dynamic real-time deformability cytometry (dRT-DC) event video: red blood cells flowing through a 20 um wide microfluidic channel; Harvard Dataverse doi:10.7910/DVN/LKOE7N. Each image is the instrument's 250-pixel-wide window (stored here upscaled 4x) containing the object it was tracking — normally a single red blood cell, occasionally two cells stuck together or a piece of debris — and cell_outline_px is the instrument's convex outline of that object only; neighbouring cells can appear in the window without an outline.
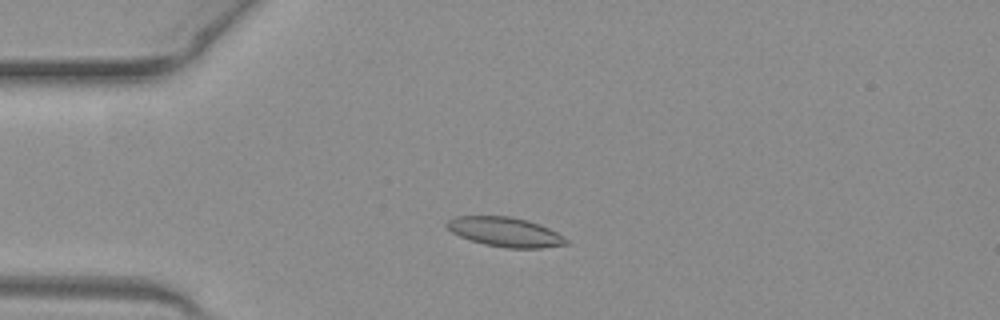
{"species": "common noctule bat (a hibernating species)", "species_latin": "Nyctalus noctula", "temperature_condition": "warm", "stored_images_in_passage": 49, "camera_frame_rate_fps": 3000, "um_per_image_px": 0.085, "animal": {"sex": "female", "body_mass_g": 19.3, "forearm_length_mm": 54.1}, "frame": {"image": 1, "passage_image": 11, "time_ms": 3.333, "image_size_px": [1000, 320], "cell_outline_px": [[568, 244], [544, 248], [504, 248], [484, 244], [460, 236], [452, 232], [444, 224], [448, 220], [456, 216], [508, 216], [528, 220], [540, 224], [564, 236], [568, 240]], "centroid_in_image_um": [42.96, 19.72], "position_along_channel_um": 42.0, "area_um2": 20.52}}
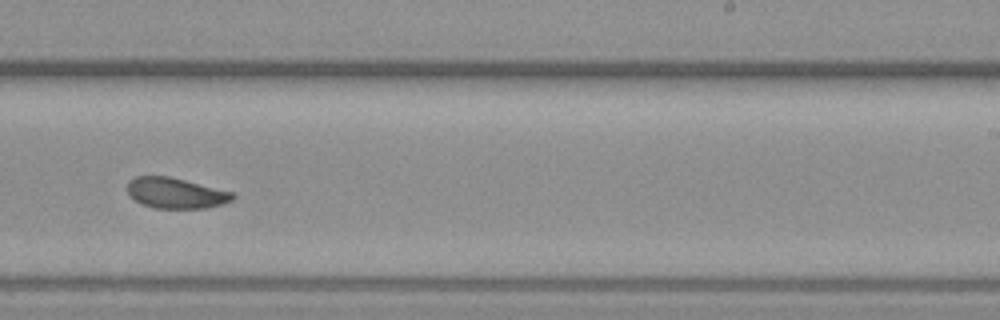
{"frame": {"image": 2, "passage_image": 30, "time_ms": 9.667, "image_size_px": [1000, 320], "cell_outline_px": [[236, 196], [232, 200], [224, 204], [208, 208], [156, 208], [144, 204], [136, 200], [128, 192], [128, 180], [136, 176], [168, 176], [232, 192]], "centroid_in_image_um": [14.96, 16.41], "position_along_channel_um": 274.0, "area_um2": 18.55}}
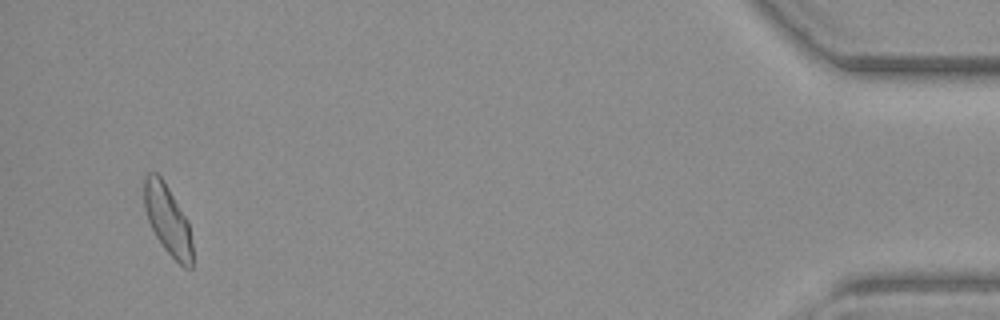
{"frame": {"image": 3, "passage_image": 47, "time_ms": 15.333, "image_size_px": [1000, 320], "cell_outline_px": [[192, 268], [184, 268], [164, 248], [156, 236], [148, 220], [144, 208], [144, 176], [148, 172], [156, 172], [160, 176], [168, 188], [188, 220], [192, 244]], "centroid_in_image_um": [14.25, 18.67], "position_along_channel_um": 421.0, "area_um2": 19.42}, "authors_computed_cell_mechanics": {"area_um2": 19.5942, "velocity_mm_per_s": 4.0615, "shape_relaxation_time_tau1_ms": 3.9175, "shape_relaxation_time_tau2_ms": 2.2069, "deformation_change_tau1": 0.1396, "deformation_change_tau2": 0.0759}}